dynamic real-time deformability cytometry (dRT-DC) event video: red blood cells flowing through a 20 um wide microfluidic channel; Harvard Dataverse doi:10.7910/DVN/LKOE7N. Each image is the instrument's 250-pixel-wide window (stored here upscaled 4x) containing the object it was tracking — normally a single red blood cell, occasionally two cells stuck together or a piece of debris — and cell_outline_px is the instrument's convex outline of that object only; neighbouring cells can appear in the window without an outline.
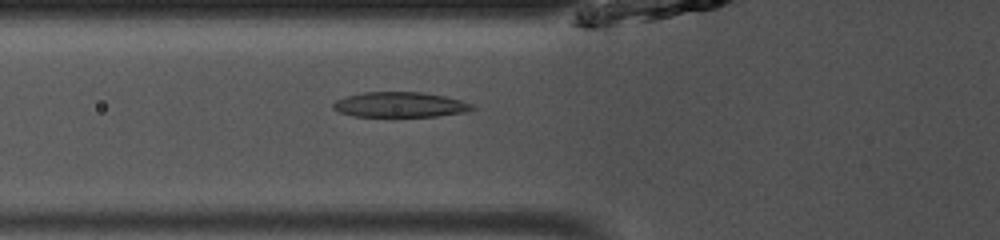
{"species": "common noctule bat (a hibernating species)", "species_latin": "Nyctalus noctula", "temperature_condition": "room temperature", "stored_images_in_passage": 32, "camera_frame_rate_fps": 3000, "um_per_image_px": 0.085, "animal": {"sex": "male", "body_mass_g": 13.0, "forearm_length_mm": 53.1}, "frame": {"image": 1, "passage_image": 4, "time_ms": 1.0, "image_size_px": [1000, 240], "cell_outline_px": [[476, 108], [464, 112], [436, 116], [352, 116], [340, 112], [332, 108], [332, 104], [336, 100], [348, 96], [364, 92], [424, 92], [444, 96], [476, 104]], "centroid_in_image_um": [34.03, 8.89], "position_along_channel_um": 91.8, "area_um2": 20.35}}
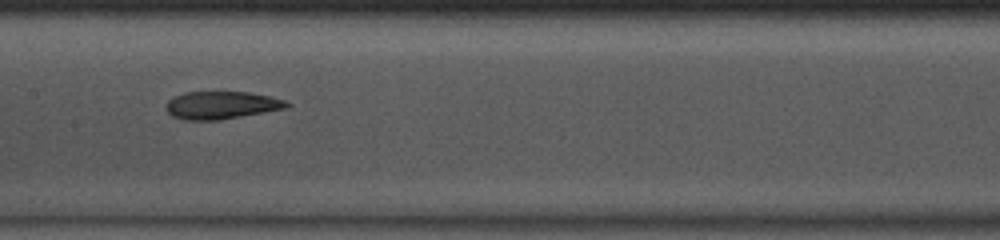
{"frame": {"image": 2, "passage_image": 11, "time_ms": 3.333, "image_size_px": [1000, 240], "cell_outline_px": [[292, 104], [288, 108], [220, 120], [188, 120], [172, 116], [164, 108], [168, 100], [184, 92], [248, 92], [268, 96], [284, 100]], "centroid_in_image_um": [18.83, 8.94], "position_along_channel_um": 188.6, "area_um2": 19.48}}
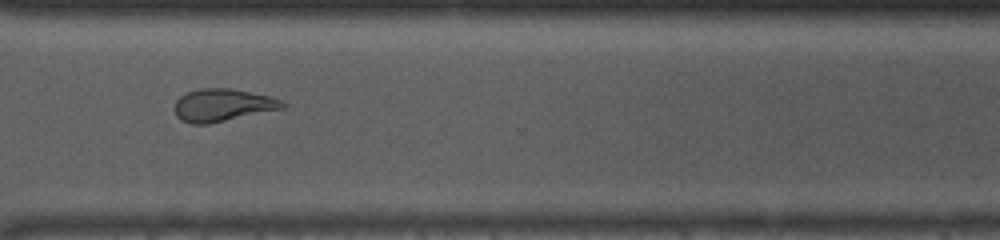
{"frame": {"image": 3, "passage_image": 23, "time_ms": 7.333, "image_size_px": [1000, 240], "cell_outline_px": [[288, 104], [284, 108], [208, 124], [192, 124], [180, 120], [176, 116], [172, 108], [176, 100], [180, 96], [188, 92], [200, 88], [232, 88], [272, 96]], "centroid_in_image_um": [18.9, 8.93], "position_along_channel_um": 351.7, "area_um2": 20.75}, "authors_computed_cell_mechanics": {"area_um2": 19.8832, "velocity_mm_per_s": 4.0844, "shape_relaxation_time_tau1_ms": 7.7535, "shape_relaxation_time_tau2_ms": 3.0891, "deformation_change_tau1": 0.2371, "deformation_change_tau2": 0.0872}}